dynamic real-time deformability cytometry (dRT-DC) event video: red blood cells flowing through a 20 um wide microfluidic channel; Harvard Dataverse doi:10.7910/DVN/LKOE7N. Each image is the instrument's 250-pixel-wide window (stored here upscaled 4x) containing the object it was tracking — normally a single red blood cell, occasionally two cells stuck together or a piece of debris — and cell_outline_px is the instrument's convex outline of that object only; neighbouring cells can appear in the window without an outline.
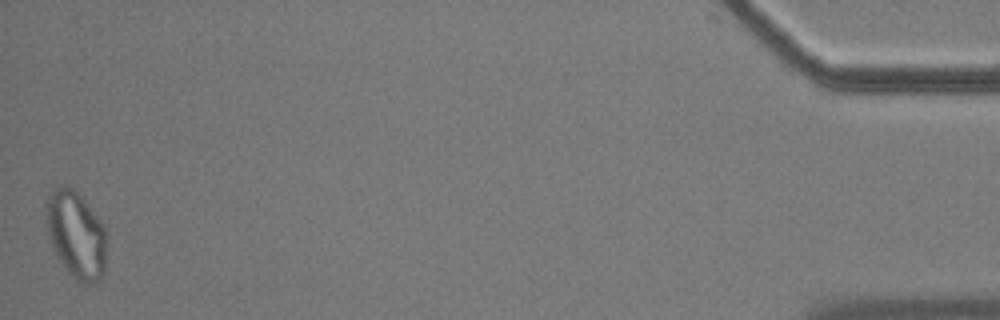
{"species": "common noctule bat (a hibernating species)", "species_latin": "Nyctalus noctula", "temperature_condition": "cold", "stored_images_in_passage": 48, "segment_of_instrument_passage": [2, 2], "camera_frame_rate_fps": 3000, "um_per_image_px": 0.085, "animal": {"sex": "male", "body_mass_g": 17.9}, "frame": {"image": 1, "passage_image": 48, "time_ms": 15.667, "image_size_px": [1000, 320], "cell_outline_px": [[108, 236], [104, 272], [100, 280], [96, 284], [80, 284], [68, 272], [56, 256], [52, 248], [48, 236], [44, 204], [48, 196], [56, 184], [68, 184], [84, 200], [104, 224]], "centroid_in_image_um": [6.47, 19.95], "position_along_channel_um": 428.7, "area_um2": 31.73}}